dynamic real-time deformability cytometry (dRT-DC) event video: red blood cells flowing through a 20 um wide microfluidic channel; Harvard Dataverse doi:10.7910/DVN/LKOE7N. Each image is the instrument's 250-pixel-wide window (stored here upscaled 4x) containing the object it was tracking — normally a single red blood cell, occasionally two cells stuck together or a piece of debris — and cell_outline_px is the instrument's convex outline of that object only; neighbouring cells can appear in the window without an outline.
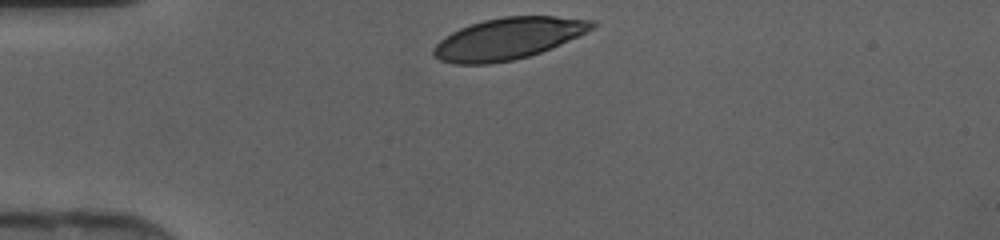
{"species": "human", "species_latin": "Homo sapiens", "temperature_condition": "cold", "stored_images_in_passage": 27, "camera_frame_rate_fps": 3000, "um_per_image_px": 0.085, "donor": {"sex": "female"}, "frame": {"image": 1, "passage_image": 1, "time_ms": 0.0, "image_size_px": [1000, 240], "cell_outline_px": [[596, 24], [592, 28], [560, 44], [540, 52], [528, 56], [512, 60], [488, 64], [452, 64], [440, 60], [432, 56], [432, 48], [440, 40], [452, 32], [460, 28], [484, 20], [504, 16], [556, 16], [596, 20]], "centroid_in_image_um": [43.15, 3.28], "position_along_channel_um": 41.9, "area_um2": 38.15}}
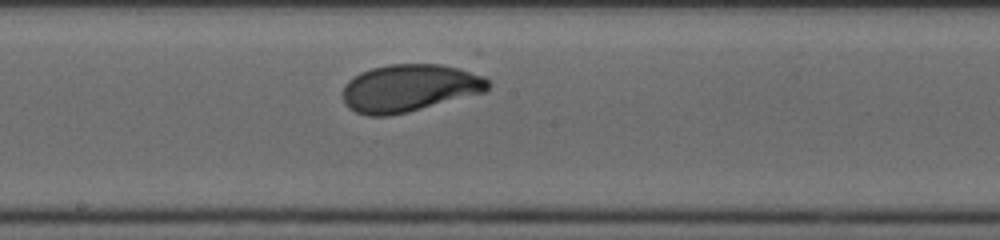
{"frame": {"image": 2, "passage_image": 15, "time_ms": 4.667, "image_size_px": [1000, 240], "cell_outline_px": [[492, 84], [484, 92], [408, 112], [388, 116], [368, 116], [356, 112], [348, 108], [344, 104], [344, 84], [348, 80], [360, 72], [372, 68], [388, 64], [440, 64], [460, 68], [484, 76]], "centroid_in_image_um": [34.79, 7.48], "position_along_channel_um": 213.4, "area_um2": 40.29}}
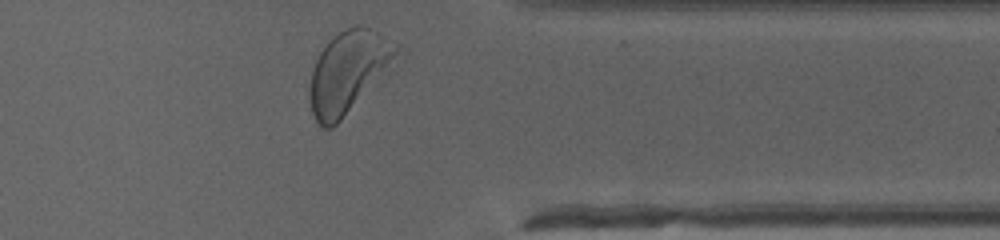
{"frame": {"image": 3, "passage_image": 27, "time_ms": 8.667, "image_size_px": [1000, 240], "cell_outline_px": [[400, 44], [396, 52], [340, 120], [332, 128], [324, 128], [316, 120], [312, 112], [308, 96], [308, 88], [312, 72], [316, 60], [320, 52], [340, 32], [348, 28], [360, 24]], "centroid_in_image_um": [29.47, 6.09], "position_along_channel_um": 381.9, "area_um2": 38.55}}